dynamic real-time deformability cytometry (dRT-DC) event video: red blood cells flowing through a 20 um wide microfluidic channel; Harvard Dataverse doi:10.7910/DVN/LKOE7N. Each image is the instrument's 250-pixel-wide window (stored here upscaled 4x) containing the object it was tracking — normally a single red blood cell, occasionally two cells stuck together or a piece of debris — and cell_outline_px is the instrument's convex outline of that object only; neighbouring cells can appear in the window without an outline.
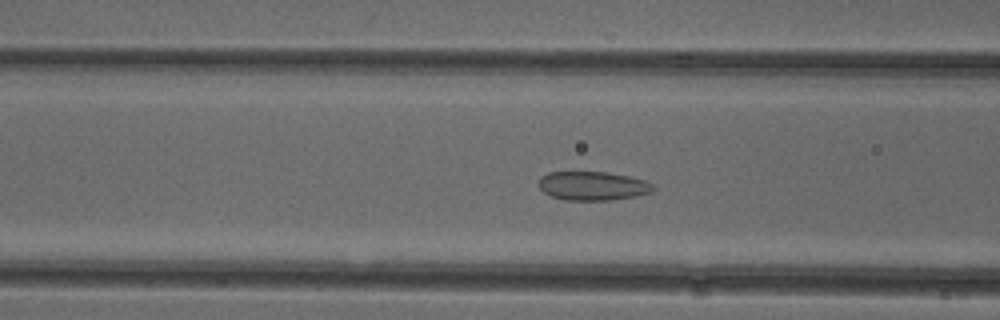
{"species": "common noctule bat (a hibernating species)", "species_latin": "Nyctalus noctula", "temperature_condition": "cold", "stored_images_in_passage": 53, "camera_frame_rate_fps": 3000, "um_per_image_px": 0.085, "animal": {"sex": "female"}, "frame": {"image": 1, "passage_image": 21, "time_ms": 6.667, "image_size_px": [1000, 320], "cell_outline_px": [[652, 188], [648, 192], [636, 196], [612, 200], [564, 200], [552, 196], [544, 192], [540, 188], [540, 176], [548, 172], [608, 172], [628, 176], [644, 180], [652, 184]], "centroid_in_image_um": [50.34, 15.8], "position_along_channel_um": 116.3, "area_um2": 19.02}}
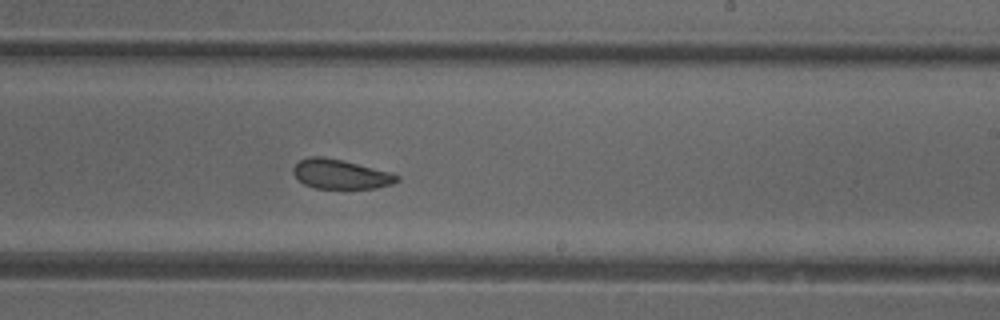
{"frame": {"image": 2, "passage_image": 32, "time_ms": 10.333, "image_size_px": [1000, 320], "cell_outline_px": [[400, 180], [392, 184], [376, 188], [316, 188], [304, 184], [292, 172], [292, 168], [300, 160], [308, 156], [324, 156], [344, 160], [392, 172], [400, 176]], "centroid_in_image_um": [28.98, 14.79], "position_along_channel_um": 260.0, "area_um2": 17.98}}
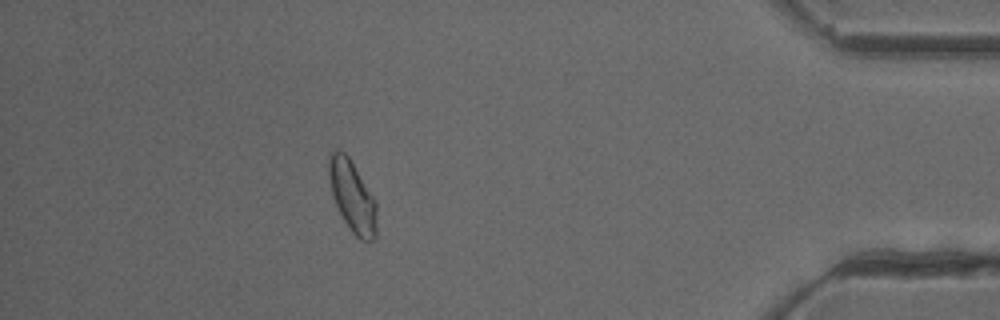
{"frame": {"image": 3, "passage_image": 47, "time_ms": 15.333, "image_size_px": [1000, 320], "cell_outline_px": [[376, 236], [372, 240], [360, 240], [352, 232], [344, 220], [332, 196], [328, 176], [328, 152], [344, 152], [348, 156], [376, 200]], "centroid_in_image_um": [29.94, 16.69], "position_along_channel_um": 405.3, "area_um2": 19.77}, "authors_computed_cell_mechanics": {"area_um2": 19.8254, "velocity_mm_per_s": 3.9245, "shape_relaxation_time_tau1_ms": null, "shape_relaxation_time_tau2_ms": 1.7345, "deformation_change_tau1": null, "deformation_change_tau2": 0.0743}}